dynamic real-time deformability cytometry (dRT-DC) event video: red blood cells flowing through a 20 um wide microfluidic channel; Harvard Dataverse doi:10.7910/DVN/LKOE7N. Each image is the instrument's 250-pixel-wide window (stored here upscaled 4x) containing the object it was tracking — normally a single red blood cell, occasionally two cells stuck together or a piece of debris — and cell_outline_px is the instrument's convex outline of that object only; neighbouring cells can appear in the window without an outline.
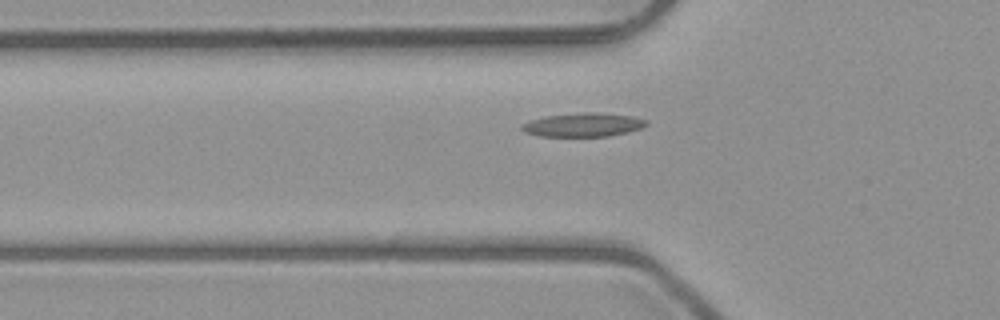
{"species": "common noctule bat (a hibernating species)", "species_latin": "Nyctalus noctula", "temperature_condition": "room temperature", "stored_images_in_passage": 8, "camera_frame_rate_fps": 3000, "um_per_image_px": 0.085, "animal": {"sex": "male", "body_mass_g": 23.1, "forearm_length_mm": 52.7}, "frame": {"image": 1, "passage_image": 6, "time_ms": 6.667, "image_size_px": [1000, 320], "cell_outline_px": [[648, 124], [640, 128], [628, 132], [608, 136], [540, 136], [524, 132], [520, 128], [520, 124], [528, 120], [544, 116], [584, 112], [596, 112], [632, 116], [648, 120]], "centroid_in_image_um": [49.53, 10.6], "position_along_channel_um": 76.3, "area_um2": 17.34}}
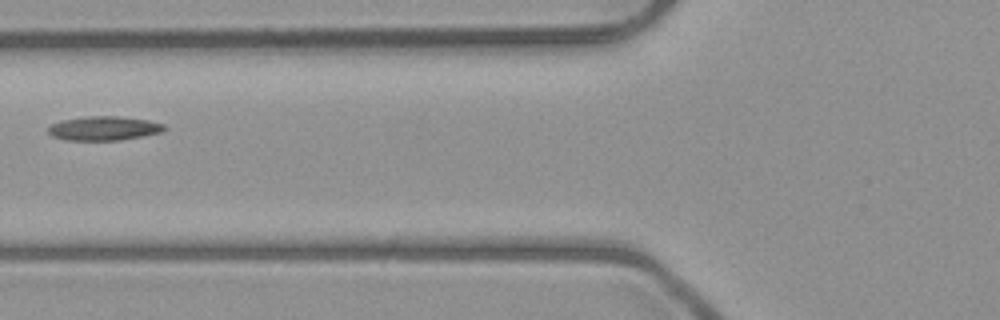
{"frame": {"image": 2, "passage_image": 7, "time_ms": 7.667, "image_size_px": [1000, 320], "cell_outline_px": [[168, 128], [160, 132], [120, 140], [64, 140], [52, 136], [48, 132], [48, 128], [52, 124], [60, 120], [84, 116], [116, 116], [148, 120], [164, 124]], "centroid_in_image_um": [8.8, 10.9], "position_along_channel_um": 117.0, "area_um2": 16.3}}
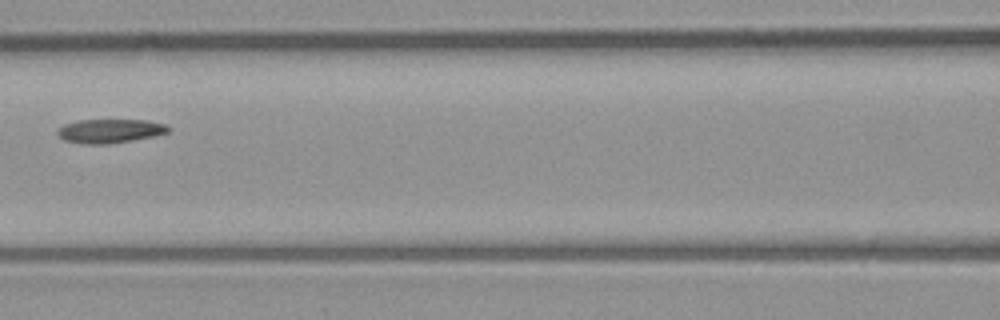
{"frame": {"image": 3, "passage_image": 8, "time_ms": 8.667, "image_size_px": [1000, 320], "cell_outline_px": [[168, 132], [152, 136], [108, 144], [84, 144], [64, 140], [56, 132], [56, 128], [64, 124], [76, 120], [148, 120], [164, 124], [168, 128]], "centroid_in_image_um": [9.26, 11.12], "position_along_channel_um": 157.3, "area_um2": 15.32}}